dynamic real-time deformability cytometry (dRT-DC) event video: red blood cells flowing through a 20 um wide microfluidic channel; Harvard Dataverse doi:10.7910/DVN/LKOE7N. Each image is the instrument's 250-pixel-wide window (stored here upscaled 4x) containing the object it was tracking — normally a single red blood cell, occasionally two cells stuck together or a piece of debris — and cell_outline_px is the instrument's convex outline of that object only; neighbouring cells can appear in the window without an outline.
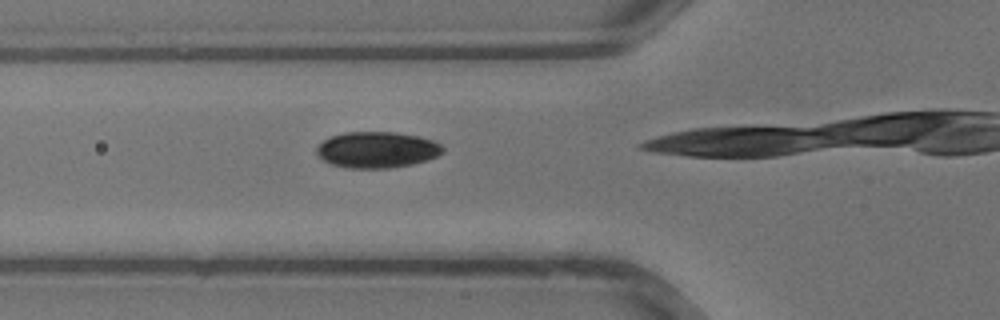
{"species": "common noctule bat (a hibernating species)", "species_latin": "Nyctalus noctula", "temperature_condition": "warm", "stored_images_in_passage": 3, "camera_frame_rate_fps": 3000, "um_per_image_px": 0.085, "animal": {"sex": "male", "body_mass_g": 13.3}, "frame": {"image": 1, "passage_image": 2, "time_ms": 0.333, "image_size_px": [1000, 320], "cell_outline_px": [[444, 152], [436, 156], [412, 164], [388, 168], [348, 168], [332, 164], [324, 160], [316, 152], [316, 148], [324, 140], [332, 136], [344, 132], [396, 132], [416, 136], [432, 140], [440, 144], [444, 148]], "centroid_in_image_um": [32.04, 12.73], "position_along_channel_um": 93.8, "area_um2": 26.3}}